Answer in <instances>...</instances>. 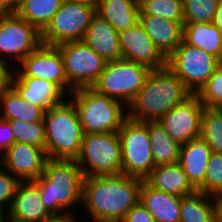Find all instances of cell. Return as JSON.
Returning a JSON list of instances; mask_svg holds the SVG:
<instances>
[{
    "mask_svg": "<svg viewBox=\"0 0 222 222\" xmlns=\"http://www.w3.org/2000/svg\"><path fill=\"white\" fill-rule=\"evenodd\" d=\"M142 182L125 174L84 177L81 206L93 222H120L139 201Z\"/></svg>",
    "mask_w": 222,
    "mask_h": 222,
    "instance_id": "obj_1",
    "label": "cell"
},
{
    "mask_svg": "<svg viewBox=\"0 0 222 222\" xmlns=\"http://www.w3.org/2000/svg\"><path fill=\"white\" fill-rule=\"evenodd\" d=\"M84 177L76 160L47 159L42 175L34 181L44 206L55 218L79 222L72 210L82 203Z\"/></svg>",
    "mask_w": 222,
    "mask_h": 222,
    "instance_id": "obj_2",
    "label": "cell"
},
{
    "mask_svg": "<svg viewBox=\"0 0 222 222\" xmlns=\"http://www.w3.org/2000/svg\"><path fill=\"white\" fill-rule=\"evenodd\" d=\"M193 94L167 67L151 70L143 87L127 106V117L135 121H158Z\"/></svg>",
    "mask_w": 222,
    "mask_h": 222,
    "instance_id": "obj_3",
    "label": "cell"
},
{
    "mask_svg": "<svg viewBox=\"0 0 222 222\" xmlns=\"http://www.w3.org/2000/svg\"><path fill=\"white\" fill-rule=\"evenodd\" d=\"M68 99L65 98L44 113L48 159L76 160L80 154L85 133L75 106Z\"/></svg>",
    "mask_w": 222,
    "mask_h": 222,
    "instance_id": "obj_4",
    "label": "cell"
},
{
    "mask_svg": "<svg viewBox=\"0 0 222 222\" xmlns=\"http://www.w3.org/2000/svg\"><path fill=\"white\" fill-rule=\"evenodd\" d=\"M67 97L75 106L85 134L118 132L127 118V107L121 101L92 87L74 89Z\"/></svg>",
    "mask_w": 222,
    "mask_h": 222,
    "instance_id": "obj_5",
    "label": "cell"
},
{
    "mask_svg": "<svg viewBox=\"0 0 222 222\" xmlns=\"http://www.w3.org/2000/svg\"><path fill=\"white\" fill-rule=\"evenodd\" d=\"M76 162L85 177L122 174L118 132L84 134Z\"/></svg>",
    "mask_w": 222,
    "mask_h": 222,
    "instance_id": "obj_6",
    "label": "cell"
},
{
    "mask_svg": "<svg viewBox=\"0 0 222 222\" xmlns=\"http://www.w3.org/2000/svg\"><path fill=\"white\" fill-rule=\"evenodd\" d=\"M150 71L147 66L134 61H108L92 88L100 94L121 101L127 107L143 87Z\"/></svg>",
    "mask_w": 222,
    "mask_h": 222,
    "instance_id": "obj_7",
    "label": "cell"
},
{
    "mask_svg": "<svg viewBox=\"0 0 222 222\" xmlns=\"http://www.w3.org/2000/svg\"><path fill=\"white\" fill-rule=\"evenodd\" d=\"M118 134L121 144L122 174L144 181L155 167L147 125L127 117Z\"/></svg>",
    "mask_w": 222,
    "mask_h": 222,
    "instance_id": "obj_8",
    "label": "cell"
},
{
    "mask_svg": "<svg viewBox=\"0 0 222 222\" xmlns=\"http://www.w3.org/2000/svg\"><path fill=\"white\" fill-rule=\"evenodd\" d=\"M219 59L184 41L167 58V67L196 95L214 74Z\"/></svg>",
    "mask_w": 222,
    "mask_h": 222,
    "instance_id": "obj_9",
    "label": "cell"
},
{
    "mask_svg": "<svg viewBox=\"0 0 222 222\" xmlns=\"http://www.w3.org/2000/svg\"><path fill=\"white\" fill-rule=\"evenodd\" d=\"M41 44V32L36 27L16 13L0 14V59L8 64L13 61L14 68Z\"/></svg>",
    "mask_w": 222,
    "mask_h": 222,
    "instance_id": "obj_10",
    "label": "cell"
},
{
    "mask_svg": "<svg viewBox=\"0 0 222 222\" xmlns=\"http://www.w3.org/2000/svg\"><path fill=\"white\" fill-rule=\"evenodd\" d=\"M95 15L96 7L64 0L41 32L42 44L57 46L65 42L82 41Z\"/></svg>",
    "mask_w": 222,
    "mask_h": 222,
    "instance_id": "obj_11",
    "label": "cell"
},
{
    "mask_svg": "<svg viewBox=\"0 0 222 222\" xmlns=\"http://www.w3.org/2000/svg\"><path fill=\"white\" fill-rule=\"evenodd\" d=\"M68 84L73 88L92 87L104 71L106 61L83 41L57 45Z\"/></svg>",
    "mask_w": 222,
    "mask_h": 222,
    "instance_id": "obj_12",
    "label": "cell"
},
{
    "mask_svg": "<svg viewBox=\"0 0 222 222\" xmlns=\"http://www.w3.org/2000/svg\"><path fill=\"white\" fill-rule=\"evenodd\" d=\"M16 67L25 77L52 82L66 96L74 90L68 84L63 59L57 46L41 44Z\"/></svg>",
    "mask_w": 222,
    "mask_h": 222,
    "instance_id": "obj_13",
    "label": "cell"
},
{
    "mask_svg": "<svg viewBox=\"0 0 222 222\" xmlns=\"http://www.w3.org/2000/svg\"><path fill=\"white\" fill-rule=\"evenodd\" d=\"M204 104L192 95L158 120L166 132L180 145L200 137Z\"/></svg>",
    "mask_w": 222,
    "mask_h": 222,
    "instance_id": "obj_14",
    "label": "cell"
},
{
    "mask_svg": "<svg viewBox=\"0 0 222 222\" xmlns=\"http://www.w3.org/2000/svg\"><path fill=\"white\" fill-rule=\"evenodd\" d=\"M122 59L147 66L150 70L167 66V58L145 32L140 22L118 32Z\"/></svg>",
    "mask_w": 222,
    "mask_h": 222,
    "instance_id": "obj_15",
    "label": "cell"
},
{
    "mask_svg": "<svg viewBox=\"0 0 222 222\" xmlns=\"http://www.w3.org/2000/svg\"><path fill=\"white\" fill-rule=\"evenodd\" d=\"M0 158V164L19 181L36 180L48 159L43 149L19 142L12 144Z\"/></svg>",
    "mask_w": 222,
    "mask_h": 222,
    "instance_id": "obj_16",
    "label": "cell"
},
{
    "mask_svg": "<svg viewBox=\"0 0 222 222\" xmlns=\"http://www.w3.org/2000/svg\"><path fill=\"white\" fill-rule=\"evenodd\" d=\"M8 217L18 222H49L55 217L43 204L35 181H20Z\"/></svg>",
    "mask_w": 222,
    "mask_h": 222,
    "instance_id": "obj_17",
    "label": "cell"
},
{
    "mask_svg": "<svg viewBox=\"0 0 222 222\" xmlns=\"http://www.w3.org/2000/svg\"><path fill=\"white\" fill-rule=\"evenodd\" d=\"M11 86L30 103L47 111L61 103L67 96L52 82L34 77H25L17 67L13 68Z\"/></svg>",
    "mask_w": 222,
    "mask_h": 222,
    "instance_id": "obj_18",
    "label": "cell"
},
{
    "mask_svg": "<svg viewBox=\"0 0 222 222\" xmlns=\"http://www.w3.org/2000/svg\"><path fill=\"white\" fill-rule=\"evenodd\" d=\"M139 22L160 52L168 58L183 41L184 22L139 14Z\"/></svg>",
    "mask_w": 222,
    "mask_h": 222,
    "instance_id": "obj_19",
    "label": "cell"
},
{
    "mask_svg": "<svg viewBox=\"0 0 222 222\" xmlns=\"http://www.w3.org/2000/svg\"><path fill=\"white\" fill-rule=\"evenodd\" d=\"M82 41L106 62L122 59L118 32L98 14L92 18Z\"/></svg>",
    "mask_w": 222,
    "mask_h": 222,
    "instance_id": "obj_20",
    "label": "cell"
},
{
    "mask_svg": "<svg viewBox=\"0 0 222 222\" xmlns=\"http://www.w3.org/2000/svg\"><path fill=\"white\" fill-rule=\"evenodd\" d=\"M211 153V148L201 137L192 139L180 147L178 163L196 190L204 183Z\"/></svg>",
    "mask_w": 222,
    "mask_h": 222,
    "instance_id": "obj_21",
    "label": "cell"
},
{
    "mask_svg": "<svg viewBox=\"0 0 222 222\" xmlns=\"http://www.w3.org/2000/svg\"><path fill=\"white\" fill-rule=\"evenodd\" d=\"M139 202L154 217L155 222H180L179 196L155 190L143 181L139 190Z\"/></svg>",
    "mask_w": 222,
    "mask_h": 222,
    "instance_id": "obj_22",
    "label": "cell"
},
{
    "mask_svg": "<svg viewBox=\"0 0 222 222\" xmlns=\"http://www.w3.org/2000/svg\"><path fill=\"white\" fill-rule=\"evenodd\" d=\"M144 181L155 190L179 197L196 191L178 162L155 166Z\"/></svg>",
    "mask_w": 222,
    "mask_h": 222,
    "instance_id": "obj_23",
    "label": "cell"
},
{
    "mask_svg": "<svg viewBox=\"0 0 222 222\" xmlns=\"http://www.w3.org/2000/svg\"><path fill=\"white\" fill-rule=\"evenodd\" d=\"M96 14L120 32L139 22V2L136 0H100L96 7Z\"/></svg>",
    "mask_w": 222,
    "mask_h": 222,
    "instance_id": "obj_24",
    "label": "cell"
},
{
    "mask_svg": "<svg viewBox=\"0 0 222 222\" xmlns=\"http://www.w3.org/2000/svg\"><path fill=\"white\" fill-rule=\"evenodd\" d=\"M45 111L22 98L10 85L0 93V119L37 122L43 119Z\"/></svg>",
    "mask_w": 222,
    "mask_h": 222,
    "instance_id": "obj_25",
    "label": "cell"
},
{
    "mask_svg": "<svg viewBox=\"0 0 222 222\" xmlns=\"http://www.w3.org/2000/svg\"><path fill=\"white\" fill-rule=\"evenodd\" d=\"M183 41L222 59V33L211 23H184Z\"/></svg>",
    "mask_w": 222,
    "mask_h": 222,
    "instance_id": "obj_26",
    "label": "cell"
},
{
    "mask_svg": "<svg viewBox=\"0 0 222 222\" xmlns=\"http://www.w3.org/2000/svg\"><path fill=\"white\" fill-rule=\"evenodd\" d=\"M144 123L147 125L150 136L155 166L177 163L181 145L166 132L159 121H145Z\"/></svg>",
    "mask_w": 222,
    "mask_h": 222,
    "instance_id": "obj_27",
    "label": "cell"
},
{
    "mask_svg": "<svg viewBox=\"0 0 222 222\" xmlns=\"http://www.w3.org/2000/svg\"><path fill=\"white\" fill-rule=\"evenodd\" d=\"M180 222H215V208L211 195L195 191L182 196Z\"/></svg>",
    "mask_w": 222,
    "mask_h": 222,
    "instance_id": "obj_28",
    "label": "cell"
},
{
    "mask_svg": "<svg viewBox=\"0 0 222 222\" xmlns=\"http://www.w3.org/2000/svg\"><path fill=\"white\" fill-rule=\"evenodd\" d=\"M63 1L64 0H20L15 13L42 32L59 10Z\"/></svg>",
    "mask_w": 222,
    "mask_h": 222,
    "instance_id": "obj_29",
    "label": "cell"
},
{
    "mask_svg": "<svg viewBox=\"0 0 222 222\" xmlns=\"http://www.w3.org/2000/svg\"><path fill=\"white\" fill-rule=\"evenodd\" d=\"M200 137L211 148L212 152L222 155V109L204 107L201 118Z\"/></svg>",
    "mask_w": 222,
    "mask_h": 222,
    "instance_id": "obj_30",
    "label": "cell"
},
{
    "mask_svg": "<svg viewBox=\"0 0 222 222\" xmlns=\"http://www.w3.org/2000/svg\"><path fill=\"white\" fill-rule=\"evenodd\" d=\"M14 132L15 142L39 147L46 152V134L43 119L37 122L8 121Z\"/></svg>",
    "mask_w": 222,
    "mask_h": 222,
    "instance_id": "obj_31",
    "label": "cell"
},
{
    "mask_svg": "<svg viewBox=\"0 0 222 222\" xmlns=\"http://www.w3.org/2000/svg\"><path fill=\"white\" fill-rule=\"evenodd\" d=\"M140 14L153 15L174 22H184L182 0H141Z\"/></svg>",
    "mask_w": 222,
    "mask_h": 222,
    "instance_id": "obj_32",
    "label": "cell"
},
{
    "mask_svg": "<svg viewBox=\"0 0 222 222\" xmlns=\"http://www.w3.org/2000/svg\"><path fill=\"white\" fill-rule=\"evenodd\" d=\"M184 23H211L220 0H182Z\"/></svg>",
    "mask_w": 222,
    "mask_h": 222,
    "instance_id": "obj_33",
    "label": "cell"
},
{
    "mask_svg": "<svg viewBox=\"0 0 222 222\" xmlns=\"http://www.w3.org/2000/svg\"><path fill=\"white\" fill-rule=\"evenodd\" d=\"M196 96L205 107L220 108L222 106V59L219 60L214 74L208 79Z\"/></svg>",
    "mask_w": 222,
    "mask_h": 222,
    "instance_id": "obj_34",
    "label": "cell"
},
{
    "mask_svg": "<svg viewBox=\"0 0 222 222\" xmlns=\"http://www.w3.org/2000/svg\"><path fill=\"white\" fill-rule=\"evenodd\" d=\"M207 195L222 192V155L212 152L208 161L204 183L197 189Z\"/></svg>",
    "mask_w": 222,
    "mask_h": 222,
    "instance_id": "obj_35",
    "label": "cell"
},
{
    "mask_svg": "<svg viewBox=\"0 0 222 222\" xmlns=\"http://www.w3.org/2000/svg\"><path fill=\"white\" fill-rule=\"evenodd\" d=\"M0 167V209L8 211L20 181L1 164Z\"/></svg>",
    "mask_w": 222,
    "mask_h": 222,
    "instance_id": "obj_36",
    "label": "cell"
},
{
    "mask_svg": "<svg viewBox=\"0 0 222 222\" xmlns=\"http://www.w3.org/2000/svg\"><path fill=\"white\" fill-rule=\"evenodd\" d=\"M120 222H155L154 217L138 201Z\"/></svg>",
    "mask_w": 222,
    "mask_h": 222,
    "instance_id": "obj_37",
    "label": "cell"
},
{
    "mask_svg": "<svg viewBox=\"0 0 222 222\" xmlns=\"http://www.w3.org/2000/svg\"><path fill=\"white\" fill-rule=\"evenodd\" d=\"M14 143L15 136L10 123L0 119V156Z\"/></svg>",
    "mask_w": 222,
    "mask_h": 222,
    "instance_id": "obj_38",
    "label": "cell"
},
{
    "mask_svg": "<svg viewBox=\"0 0 222 222\" xmlns=\"http://www.w3.org/2000/svg\"><path fill=\"white\" fill-rule=\"evenodd\" d=\"M13 67L0 59V93L11 85Z\"/></svg>",
    "mask_w": 222,
    "mask_h": 222,
    "instance_id": "obj_39",
    "label": "cell"
},
{
    "mask_svg": "<svg viewBox=\"0 0 222 222\" xmlns=\"http://www.w3.org/2000/svg\"><path fill=\"white\" fill-rule=\"evenodd\" d=\"M20 0H0L1 13H15L18 9Z\"/></svg>",
    "mask_w": 222,
    "mask_h": 222,
    "instance_id": "obj_40",
    "label": "cell"
},
{
    "mask_svg": "<svg viewBox=\"0 0 222 222\" xmlns=\"http://www.w3.org/2000/svg\"><path fill=\"white\" fill-rule=\"evenodd\" d=\"M215 208V222H222V192L212 196Z\"/></svg>",
    "mask_w": 222,
    "mask_h": 222,
    "instance_id": "obj_41",
    "label": "cell"
},
{
    "mask_svg": "<svg viewBox=\"0 0 222 222\" xmlns=\"http://www.w3.org/2000/svg\"><path fill=\"white\" fill-rule=\"evenodd\" d=\"M212 23L222 33V0L218 3Z\"/></svg>",
    "mask_w": 222,
    "mask_h": 222,
    "instance_id": "obj_42",
    "label": "cell"
},
{
    "mask_svg": "<svg viewBox=\"0 0 222 222\" xmlns=\"http://www.w3.org/2000/svg\"><path fill=\"white\" fill-rule=\"evenodd\" d=\"M73 3H81L89 6L97 7L100 0H67Z\"/></svg>",
    "mask_w": 222,
    "mask_h": 222,
    "instance_id": "obj_43",
    "label": "cell"
},
{
    "mask_svg": "<svg viewBox=\"0 0 222 222\" xmlns=\"http://www.w3.org/2000/svg\"><path fill=\"white\" fill-rule=\"evenodd\" d=\"M7 218H8V211L0 209V222H5Z\"/></svg>",
    "mask_w": 222,
    "mask_h": 222,
    "instance_id": "obj_44",
    "label": "cell"
},
{
    "mask_svg": "<svg viewBox=\"0 0 222 222\" xmlns=\"http://www.w3.org/2000/svg\"><path fill=\"white\" fill-rule=\"evenodd\" d=\"M49 222H75V220H64V219H60V218H55Z\"/></svg>",
    "mask_w": 222,
    "mask_h": 222,
    "instance_id": "obj_45",
    "label": "cell"
},
{
    "mask_svg": "<svg viewBox=\"0 0 222 222\" xmlns=\"http://www.w3.org/2000/svg\"><path fill=\"white\" fill-rule=\"evenodd\" d=\"M5 222H18V221H15V220H13V219H11V218H7L6 220H5Z\"/></svg>",
    "mask_w": 222,
    "mask_h": 222,
    "instance_id": "obj_46",
    "label": "cell"
}]
</instances>
